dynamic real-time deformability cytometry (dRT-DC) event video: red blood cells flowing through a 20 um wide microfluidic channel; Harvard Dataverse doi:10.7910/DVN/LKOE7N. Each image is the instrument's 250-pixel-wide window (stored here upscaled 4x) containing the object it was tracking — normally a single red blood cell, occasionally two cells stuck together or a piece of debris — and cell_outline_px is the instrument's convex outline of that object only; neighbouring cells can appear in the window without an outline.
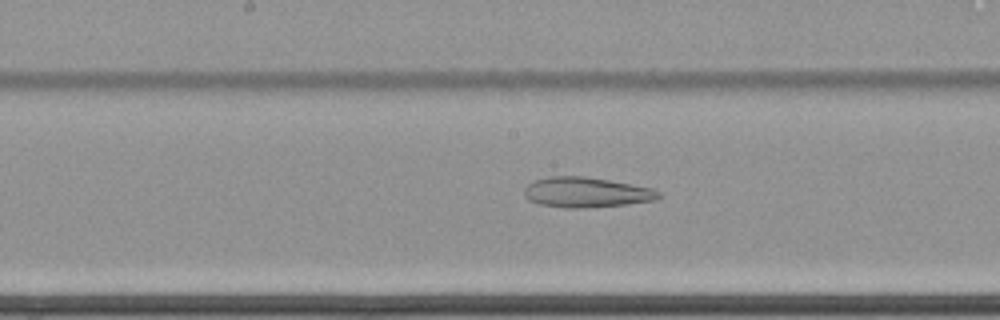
{"species": "common noctule bat (a hibernating species)", "species_latin": "Nyctalus noctula", "temperature_condition": "cold", "stored_images_in_passage": 64, "camera_frame_rate_fps": 3000, "um_per_image_px": 0.085, "animal": {"sex": "female", "body_mass_g": 22.7, "forearm_length_mm": 54.2}, "frame": {"image": 1, "passage_image": 36, "time_ms": 11.667, "image_size_px": [1000, 320], "cell_outline_px": [[660, 196], [656, 200], [624, 204], [584, 208], [564, 208], [540, 204], [528, 200], [524, 196], [524, 188], [532, 180], [548, 176], [584, 176], [632, 184], [652, 188], [660, 192]], "centroid_in_image_um": [49.78, 16.34], "position_along_channel_um": 198.4, "area_um2": 23.7}}
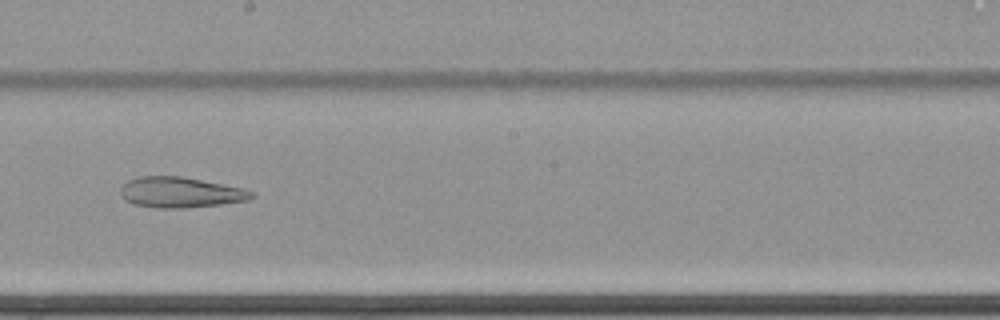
{"frame": {"image": 2, "passage_image": 39, "time_ms": 12.667, "image_size_px": [1000, 320], "cell_outline_px": [[256, 196], [252, 200], [220, 204], [184, 208], [156, 208], [132, 204], [124, 200], [120, 196], [120, 188], [128, 180], [136, 176], [180, 176], [244, 188], [256, 192]], "centroid_in_image_um": [15.34, 16.36], "position_along_channel_um": 232.9, "area_um2": 23.7}}
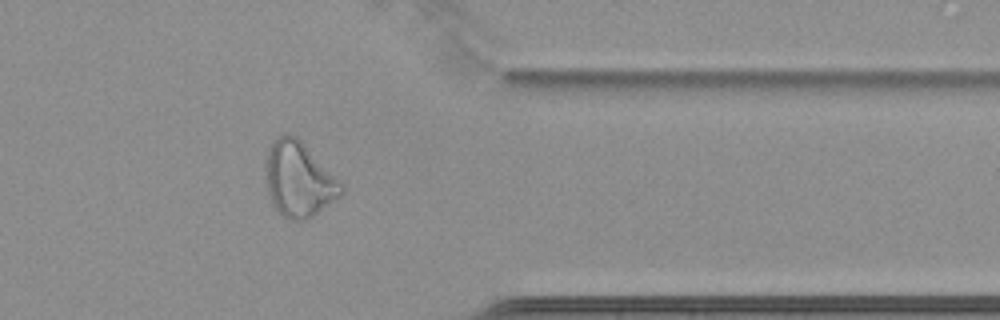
{"frame": {"image": 3, "passage_image": 53, "time_ms": 17.333, "image_size_px": [1000, 320], "cell_outline_px": [[344, 192], [340, 196], [312, 216], [304, 220], [292, 220], [280, 216], [268, 200], [264, 164], [264, 156], [272, 140], [284, 132], [288, 132], [296, 136], [344, 184]], "centroid_in_image_um": [25.34, 15.23], "position_along_channel_um": 386.1, "area_um2": 33.76}}